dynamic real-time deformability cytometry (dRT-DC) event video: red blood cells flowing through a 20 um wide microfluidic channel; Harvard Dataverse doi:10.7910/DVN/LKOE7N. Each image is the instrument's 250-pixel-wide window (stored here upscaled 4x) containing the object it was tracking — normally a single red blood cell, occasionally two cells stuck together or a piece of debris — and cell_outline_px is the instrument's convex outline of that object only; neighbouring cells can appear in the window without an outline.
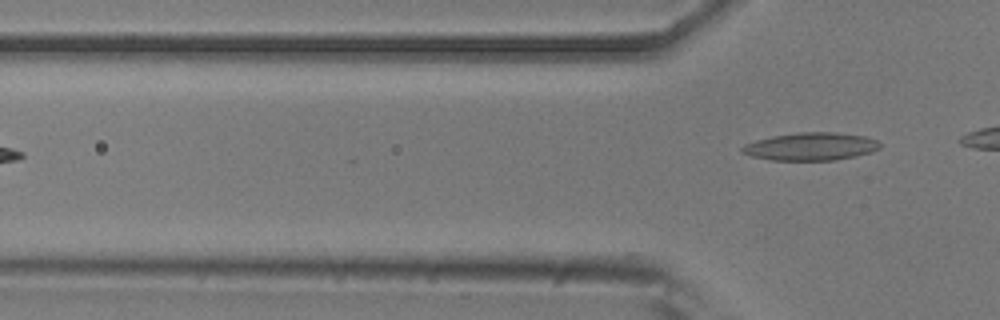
{"species": "common noctule bat (a hibernating species)", "species_latin": "Nyctalus noctula", "temperature_condition": "room temperature", "stored_images_in_passage": 2, "camera_frame_rate_fps": 3000, "um_per_image_px": 0.085, "animal": {"sex": "male", "body_mass_g": 20.5, "forearm_length_mm": 52.5}, "frame": {"image": 1, "passage_image": 2, "time_ms": 0.333, "image_size_px": [1000, 320], "cell_outline_px": [[880, 148], [872, 152], [856, 156], [836, 160], [772, 160], [752, 156], [740, 152], [740, 148], [744, 144], [756, 140], [772, 136], [800, 132], [836, 132], [864, 136], [876, 140], [880, 144]], "centroid_in_image_um": [68.91, 12.45], "position_along_channel_um": 56.9, "area_um2": 22.37}}